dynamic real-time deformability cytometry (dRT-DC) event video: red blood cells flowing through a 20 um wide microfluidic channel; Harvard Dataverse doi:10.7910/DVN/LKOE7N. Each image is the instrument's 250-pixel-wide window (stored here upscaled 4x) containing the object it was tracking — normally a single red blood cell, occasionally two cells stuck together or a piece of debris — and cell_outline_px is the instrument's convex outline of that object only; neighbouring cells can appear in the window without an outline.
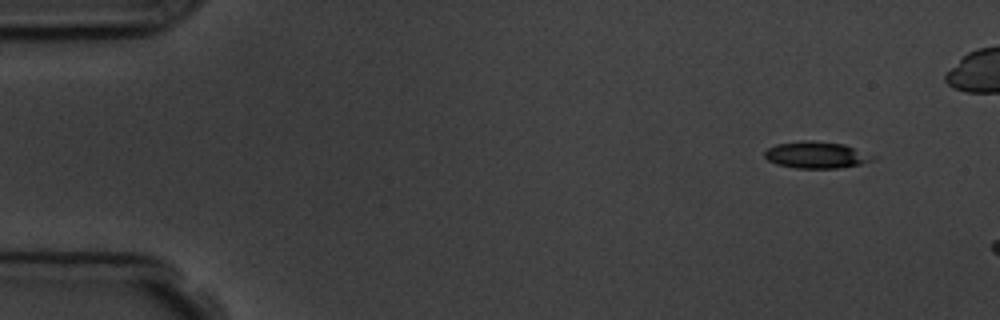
{"species": "common noctule bat (a hibernating species)", "species_latin": "Nyctalus noctula", "temperature_condition": "room temperature", "stored_images_in_passage": 4, "camera_frame_rate_fps": 3000, "um_per_image_px": 0.085, "animal": {"sex": "male", "body_mass_g": 19.5, "forearm_length_mm": 54.6}, "frame": {"image": 1, "passage_image": 2, "time_ms": 1.0, "image_size_px": [1000, 320], "cell_outline_px": [[876, 156], [872, 160], [860, 164], [840, 168], [796, 168], [776, 164], [768, 160], [764, 156], [764, 152], [768, 148], [776, 144], [800, 140], [812, 140], [844, 144]], "centroid_in_image_um": [69.36, 13.16], "position_along_channel_um": 15.6, "area_um2": 16.88}}